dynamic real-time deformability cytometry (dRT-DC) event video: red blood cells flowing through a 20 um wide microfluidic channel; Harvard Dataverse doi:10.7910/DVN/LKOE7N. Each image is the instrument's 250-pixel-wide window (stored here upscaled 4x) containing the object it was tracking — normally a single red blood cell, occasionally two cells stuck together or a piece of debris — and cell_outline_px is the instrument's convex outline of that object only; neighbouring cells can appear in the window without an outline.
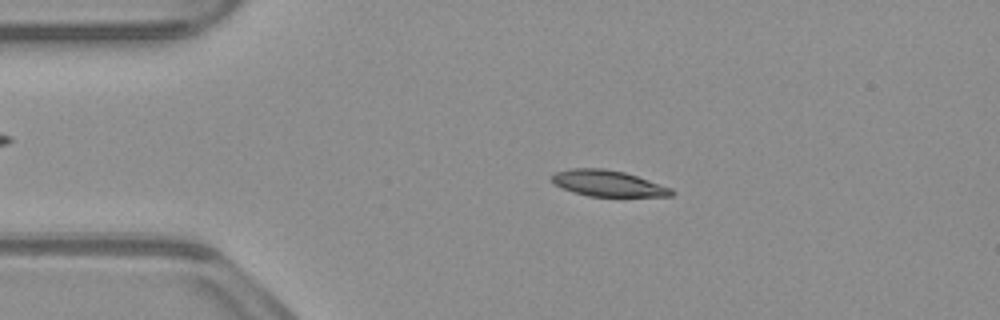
{"species": "common noctule bat (a hibernating species)", "species_latin": "Nyctalus noctula", "temperature_condition": "warm", "stored_images_in_passage": 52, "camera_frame_rate_fps": 3000, "um_per_image_px": 0.085, "animal": {"sex": "male", "body_mass_g": 23.1, "forearm_length_mm": 52.7}, "frame": {"image": 1, "passage_image": 10, "time_ms": 3.0, "image_size_px": [1000, 320], "cell_outline_px": [[676, 192], [672, 196], [588, 196], [572, 192], [556, 184], [548, 176], [556, 172], [572, 168], [604, 168], [624, 172], [672, 188]], "centroid_in_image_um": [51.67, 15.58], "position_along_channel_um": 33.3, "area_um2": 18.09}}
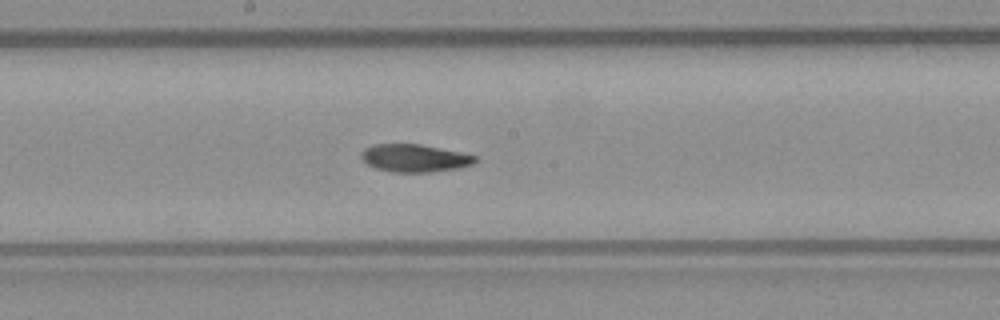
{"frame": {"image": 2, "passage_image": 27, "time_ms": 8.667, "image_size_px": [1000, 320], "cell_outline_px": [[480, 160], [472, 164], [460, 168], [432, 172], [392, 172], [376, 168], [368, 164], [360, 156], [360, 152], [364, 148], [372, 144], [420, 144], [460, 152], [476, 156]], "centroid_in_image_um": [35.25, 13.44], "position_along_channel_um": 213.0, "area_um2": 18.5}}
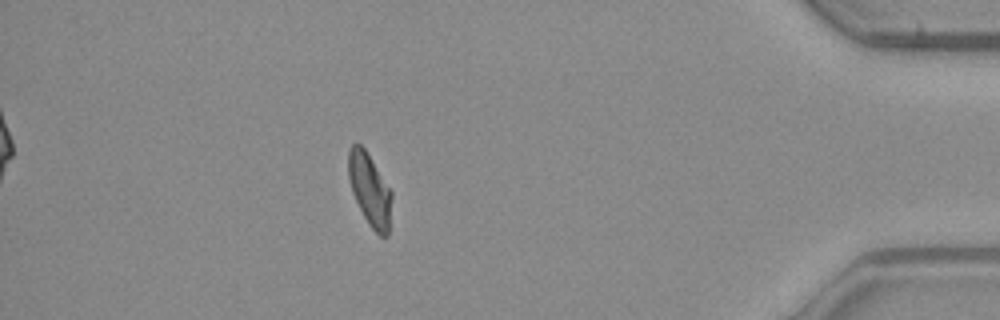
{"frame": {"image": 3, "passage_image": 46, "time_ms": 15.0, "image_size_px": [1000, 320], "cell_outline_px": [[392, 196], [388, 236], [380, 236], [368, 224], [352, 192], [348, 176], [348, 152], [352, 144], [360, 144], [364, 148], [392, 192]], "centroid_in_image_um": [31.42, 16.13], "position_along_channel_um": 403.8, "area_um2": 17.98}, "authors_computed_cell_mechanics": {"area_um2": 18.7561, "velocity_mm_per_s": 3.8569, "shape_relaxation_time_tau1_ms": 8.0826, "shape_relaxation_time_tau2_ms": null, "deformation_change_tau1": 0.2159, "deformation_change_tau2": null}}